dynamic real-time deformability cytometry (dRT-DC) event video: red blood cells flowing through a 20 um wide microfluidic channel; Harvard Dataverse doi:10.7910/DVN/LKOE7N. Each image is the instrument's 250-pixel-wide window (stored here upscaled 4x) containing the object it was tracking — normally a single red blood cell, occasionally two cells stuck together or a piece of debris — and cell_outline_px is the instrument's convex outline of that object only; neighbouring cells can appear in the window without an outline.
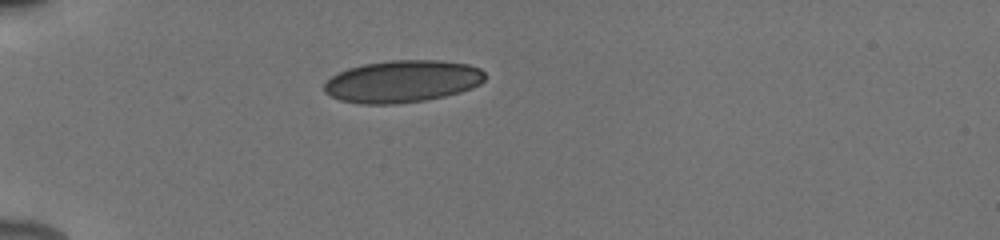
{"species": "human", "species_latin": "Homo sapiens", "temperature_condition": "cold", "stored_images_in_passage": 38, "camera_frame_rate_fps": 3000, "um_per_image_px": 0.085, "donor": {"sex": "male"}, "frame": {"image": 1, "passage_image": 1, "time_ms": 0.0, "image_size_px": [1000, 240], "cell_outline_px": [[484, 80], [480, 84], [472, 88], [460, 92], [444, 96], [424, 100], [392, 104], [360, 104], [340, 100], [324, 92], [324, 84], [332, 76], [348, 68], [364, 64], [392, 60], [440, 60], [468, 64], [480, 68], [484, 72]], "centroid_in_image_um": [34.21, 6.91], "position_along_channel_um": 50.8, "area_um2": 39.42}}
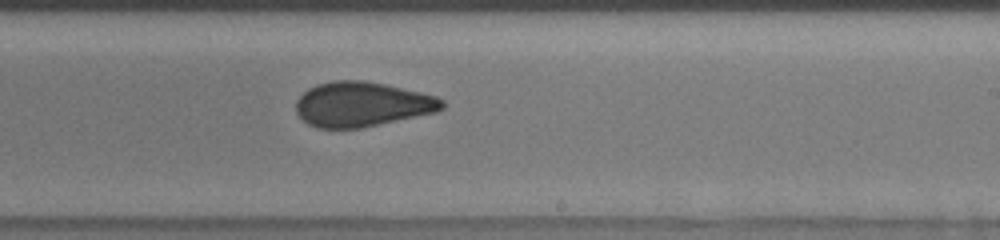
{"frame": {"image": 2, "passage_image": 19, "time_ms": 6.0, "image_size_px": [1000, 240], "cell_outline_px": [[444, 108], [436, 112], [360, 128], [316, 128], [308, 124], [296, 112], [296, 100], [308, 88], [316, 84], [332, 80], [364, 80], [384, 84], [420, 92], [436, 96], [444, 100]], "centroid_in_image_um": [30.75, 8.86], "position_along_channel_um": 258.2, "area_um2": 38.09}}
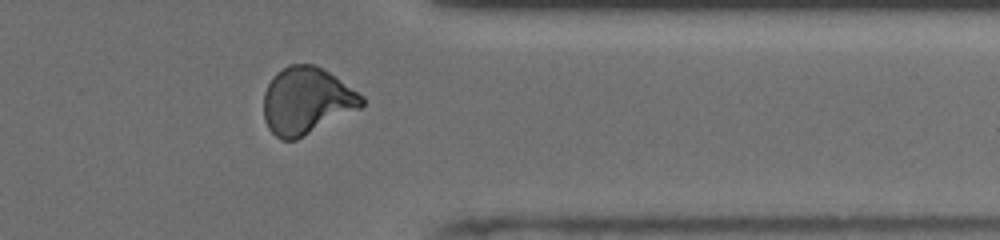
{"frame": {"image": 3, "passage_image": 29, "time_ms": 9.333, "image_size_px": [1000, 240], "cell_outline_px": [[364, 104], [360, 108], [296, 140], [280, 140], [268, 128], [264, 120], [264, 92], [272, 76], [276, 72], [288, 64], [316, 64], [336, 76], [364, 96]], "centroid_in_image_um": [26.05, 8.55], "position_along_channel_um": 385.4, "area_um2": 38.44}, "authors_computed_cell_mechanics": {"area_um2": 38.2636, "velocity_mm_per_s": 3.9256, "shape_relaxation_time_tau1_ms": null, "shape_relaxation_time_tau2_ms": 1.2929, "deformation_change_tau1": null, "deformation_change_tau2": 0.0675}}